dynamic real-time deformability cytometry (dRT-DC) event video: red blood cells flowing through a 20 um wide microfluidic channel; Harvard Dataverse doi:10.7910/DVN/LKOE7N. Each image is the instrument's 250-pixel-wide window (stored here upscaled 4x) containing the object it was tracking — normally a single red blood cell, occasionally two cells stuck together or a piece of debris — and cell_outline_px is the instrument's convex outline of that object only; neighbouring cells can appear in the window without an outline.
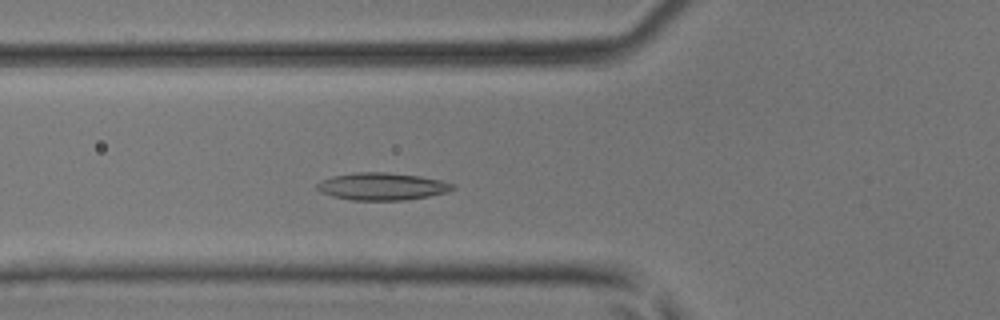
{"species": "common noctule bat (a hibernating species)", "species_latin": "Nyctalus noctula", "temperature_condition": "room temperature", "stored_images_in_passage": 46, "camera_frame_rate_fps": 3000, "um_per_image_px": 0.085, "animal": {"sex": "male", "body_mass_g": 17.9, "forearm_length_mm": 54.2}, "frame": {"image": 1, "passage_image": 15, "time_ms": 4.667, "image_size_px": [1000, 320], "cell_outline_px": [[456, 188], [448, 192], [428, 196], [404, 200], [352, 200], [332, 196], [320, 192], [316, 188], [316, 184], [332, 176], [352, 172], [388, 172], [420, 176], [440, 180], [452, 184]], "centroid_in_image_um": [32.46, 15.84], "position_along_channel_um": 93.3, "area_um2": 21.62}}
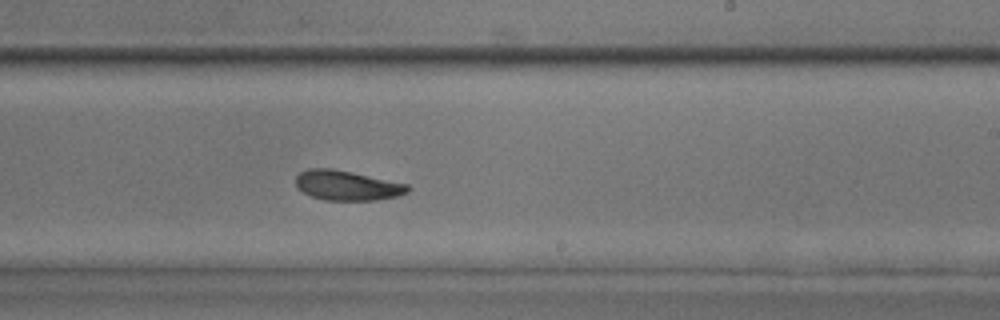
{"frame": {"image": 2, "passage_image": 27, "time_ms": 8.667, "image_size_px": [1000, 320], "cell_outline_px": [[412, 188], [408, 192], [396, 196], [376, 200], [324, 200], [312, 196], [304, 192], [296, 184], [296, 176], [300, 172], [308, 168], [332, 168], [352, 172], [408, 184]], "centroid_in_image_um": [29.52, 15.75], "position_along_channel_um": 259.5, "area_um2": 19.36}}
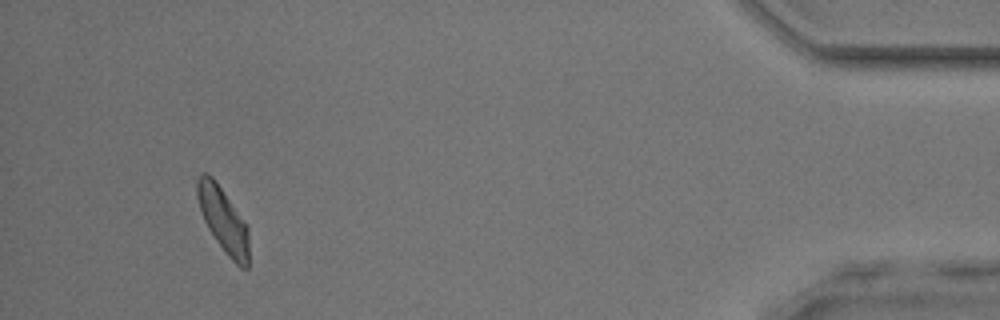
{"frame": {"image": 3, "passage_image": 43, "time_ms": 14.0, "image_size_px": [1000, 320], "cell_outline_px": [[248, 268], [240, 268], [228, 256], [216, 240], [208, 228], [204, 220], [196, 196], [196, 180], [204, 172], [212, 176], [248, 228]], "centroid_in_image_um": [18.95, 18.71], "position_along_channel_um": 416.3, "area_um2": 18.96}, "authors_computed_cell_mechanics": {"area_um2": 19.5942, "velocity_mm_per_s": 4.1733, "shape_relaxation_time_tau1_ms": 5.8292, "shape_relaxation_time_tau2_ms": 3.536, "deformation_change_tau1": 0.114, "deformation_change_tau2": 0.0865}}